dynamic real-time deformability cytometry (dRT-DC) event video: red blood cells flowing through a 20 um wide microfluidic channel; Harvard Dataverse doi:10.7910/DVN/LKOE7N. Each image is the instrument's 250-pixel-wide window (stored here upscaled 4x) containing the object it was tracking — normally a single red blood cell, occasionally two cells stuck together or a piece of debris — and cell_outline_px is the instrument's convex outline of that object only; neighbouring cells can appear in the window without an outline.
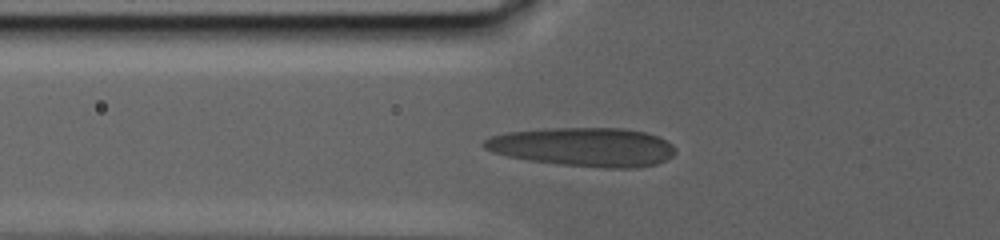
{"species": "human", "species_latin": "Homo sapiens", "temperature_condition": "warm", "stored_images_in_passage": 30, "camera_frame_rate_fps": 3000, "um_per_image_px": 0.085, "donor": {"sex": "male"}, "frame": {"image": 1, "passage_image": 3, "time_ms": 0.333, "image_size_px": [1000, 240], "cell_outline_px": [[676, 152], [672, 156], [656, 164], [636, 168], [604, 168], [560, 164], [528, 160], [508, 156], [492, 152], [484, 148], [480, 144], [484, 140], [492, 136], [508, 132], [544, 128], [624, 128], [644, 132], [656, 136], [672, 144], [676, 148]], "centroid_in_image_um": [49.58, 12.49], "position_along_channel_um": 76.2, "area_um2": 43.35}}
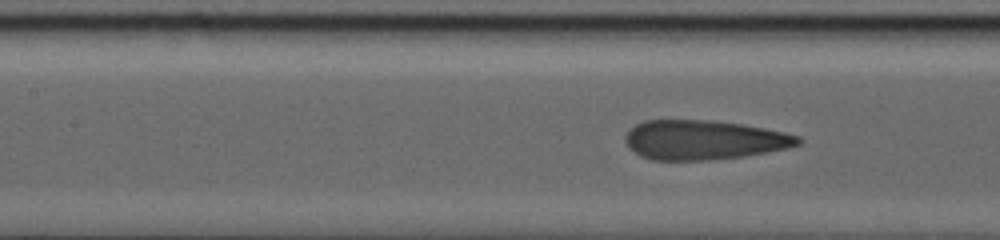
{"frame": {"image": 2, "passage_image": 20, "time_ms": 3.333, "image_size_px": [1000, 240], "cell_outline_px": [[804, 140], [800, 144], [788, 148], [744, 156], [708, 160], [652, 160], [640, 156], [624, 140], [624, 136], [636, 124], [644, 120], [712, 120], [740, 124], [764, 128], [784, 132], [800, 136]], "centroid_in_image_um": [59.85, 11.89], "position_along_channel_um": 147.5, "area_um2": 39.65}}
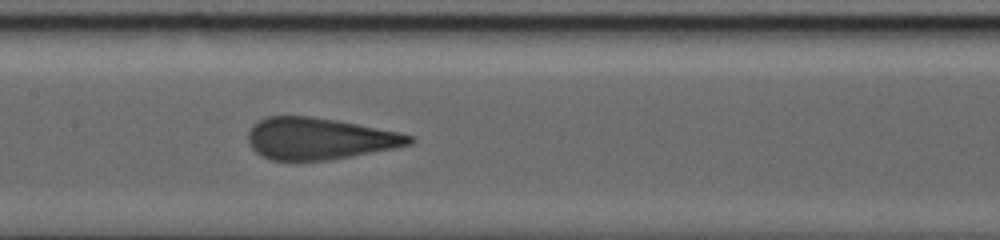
{"frame": {"image": 3, "passage_image": 29, "time_ms": 4.667, "image_size_px": [1000, 240], "cell_outline_px": [[416, 140], [412, 144], [352, 156], [328, 160], [272, 160], [256, 152], [248, 144], [248, 132], [252, 124], [256, 120], [268, 116], [312, 116], [336, 120], [400, 132], [416, 136]], "centroid_in_image_um": [27.14, 11.77], "position_along_channel_um": 180.3, "area_um2": 39.3}}